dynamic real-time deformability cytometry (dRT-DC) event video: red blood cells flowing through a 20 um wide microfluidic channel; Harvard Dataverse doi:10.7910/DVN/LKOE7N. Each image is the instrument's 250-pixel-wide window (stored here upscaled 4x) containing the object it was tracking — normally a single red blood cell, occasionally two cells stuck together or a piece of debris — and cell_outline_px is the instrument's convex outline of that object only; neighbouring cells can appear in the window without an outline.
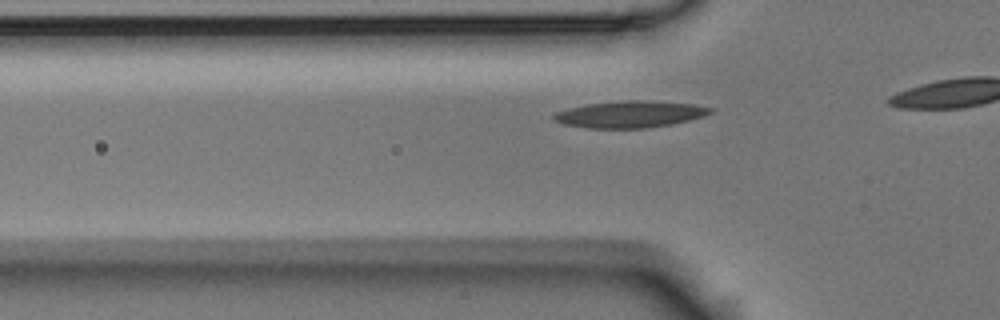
{"species": "Egyptian fruit bat (a non-hibernating species)", "species_latin": "Rousettus aegyptiacus", "temperature_condition": "room temperature", "stored_images_in_passage": 15, "camera_frame_rate_fps": 3000, "um_per_image_px": 0.085, "animal": {"sex": "male"}, "frame": {"image": 1, "passage_image": 9, "time_ms": 2.667, "image_size_px": [1000, 320], "cell_outline_px": [[716, 108], [712, 112], [704, 116], [672, 124], [644, 128], [588, 128], [564, 124], [556, 120], [552, 116], [556, 112], [568, 108], [588, 104], [624, 100], [640, 100], [692, 104]], "centroid_in_image_um": [53.57, 9.71], "position_along_channel_um": 72.2, "area_um2": 24.16}}
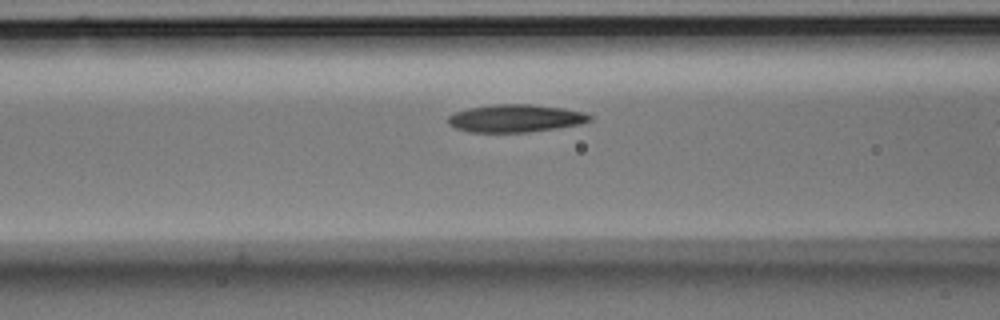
{"frame": {"image": 2, "passage_image": 13, "time_ms": 4.0, "image_size_px": [1000, 320], "cell_outline_px": [[592, 120], [580, 124], [556, 128], [528, 132], [468, 132], [456, 128], [448, 124], [448, 116], [456, 112], [468, 108], [492, 104], [532, 104], [564, 108], [584, 112], [592, 116]], "centroid_in_image_um": [43.82, 10.05], "position_along_channel_um": 122.8, "area_um2": 22.95}}